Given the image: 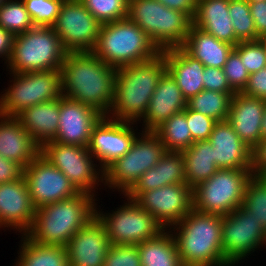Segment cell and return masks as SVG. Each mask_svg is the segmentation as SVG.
<instances>
[{
	"mask_svg": "<svg viewBox=\"0 0 266 266\" xmlns=\"http://www.w3.org/2000/svg\"><path fill=\"white\" fill-rule=\"evenodd\" d=\"M116 72L92 52H68L61 68L62 95L107 116L113 105Z\"/></svg>",
	"mask_w": 266,
	"mask_h": 266,
	"instance_id": "1",
	"label": "cell"
},
{
	"mask_svg": "<svg viewBox=\"0 0 266 266\" xmlns=\"http://www.w3.org/2000/svg\"><path fill=\"white\" fill-rule=\"evenodd\" d=\"M165 72L166 63L161 52L153 59L118 68L113 105L107 117L138 124Z\"/></svg>",
	"mask_w": 266,
	"mask_h": 266,
	"instance_id": "2",
	"label": "cell"
},
{
	"mask_svg": "<svg viewBox=\"0 0 266 266\" xmlns=\"http://www.w3.org/2000/svg\"><path fill=\"white\" fill-rule=\"evenodd\" d=\"M96 196L78 195L49 203L35 211L34 221L26 235L43 245L66 246L69 240L96 217ZM97 206V207H96Z\"/></svg>",
	"mask_w": 266,
	"mask_h": 266,
	"instance_id": "3",
	"label": "cell"
},
{
	"mask_svg": "<svg viewBox=\"0 0 266 266\" xmlns=\"http://www.w3.org/2000/svg\"><path fill=\"white\" fill-rule=\"evenodd\" d=\"M170 231L183 266H230L222 250V216L192 209Z\"/></svg>",
	"mask_w": 266,
	"mask_h": 266,
	"instance_id": "4",
	"label": "cell"
},
{
	"mask_svg": "<svg viewBox=\"0 0 266 266\" xmlns=\"http://www.w3.org/2000/svg\"><path fill=\"white\" fill-rule=\"evenodd\" d=\"M91 52L116 69L153 59L160 53L147 34L128 18L103 23Z\"/></svg>",
	"mask_w": 266,
	"mask_h": 266,
	"instance_id": "5",
	"label": "cell"
},
{
	"mask_svg": "<svg viewBox=\"0 0 266 266\" xmlns=\"http://www.w3.org/2000/svg\"><path fill=\"white\" fill-rule=\"evenodd\" d=\"M127 18L137 24L159 51L181 47L193 19L157 0H129Z\"/></svg>",
	"mask_w": 266,
	"mask_h": 266,
	"instance_id": "6",
	"label": "cell"
},
{
	"mask_svg": "<svg viewBox=\"0 0 266 266\" xmlns=\"http://www.w3.org/2000/svg\"><path fill=\"white\" fill-rule=\"evenodd\" d=\"M67 53L51 26H34L14 36L6 69L9 73L61 71Z\"/></svg>",
	"mask_w": 266,
	"mask_h": 266,
	"instance_id": "7",
	"label": "cell"
},
{
	"mask_svg": "<svg viewBox=\"0 0 266 266\" xmlns=\"http://www.w3.org/2000/svg\"><path fill=\"white\" fill-rule=\"evenodd\" d=\"M138 134L130 150L104 170L105 187L125 195L166 153L164 144L154 132ZM115 189V190H113Z\"/></svg>",
	"mask_w": 266,
	"mask_h": 266,
	"instance_id": "8",
	"label": "cell"
},
{
	"mask_svg": "<svg viewBox=\"0 0 266 266\" xmlns=\"http://www.w3.org/2000/svg\"><path fill=\"white\" fill-rule=\"evenodd\" d=\"M8 74L12 79L0 94V115L16 117L31 106L62 96L61 71Z\"/></svg>",
	"mask_w": 266,
	"mask_h": 266,
	"instance_id": "9",
	"label": "cell"
},
{
	"mask_svg": "<svg viewBox=\"0 0 266 266\" xmlns=\"http://www.w3.org/2000/svg\"><path fill=\"white\" fill-rule=\"evenodd\" d=\"M251 169H218L208 180L192 189L193 209L226 216L243 205Z\"/></svg>",
	"mask_w": 266,
	"mask_h": 266,
	"instance_id": "10",
	"label": "cell"
},
{
	"mask_svg": "<svg viewBox=\"0 0 266 266\" xmlns=\"http://www.w3.org/2000/svg\"><path fill=\"white\" fill-rule=\"evenodd\" d=\"M127 201L112 212L96 208V217L106 229L111 244L138 245L159 235L165 229L149 212L134 200ZM100 209V210H99Z\"/></svg>",
	"mask_w": 266,
	"mask_h": 266,
	"instance_id": "11",
	"label": "cell"
},
{
	"mask_svg": "<svg viewBox=\"0 0 266 266\" xmlns=\"http://www.w3.org/2000/svg\"><path fill=\"white\" fill-rule=\"evenodd\" d=\"M40 154L59 169L80 192L97 197L96 187L101 183L103 185L104 171L97 166L87 147L49 141L40 147Z\"/></svg>",
	"mask_w": 266,
	"mask_h": 266,
	"instance_id": "12",
	"label": "cell"
},
{
	"mask_svg": "<svg viewBox=\"0 0 266 266\" xmlns=\"http://www.w3.org/2000/svg\"><path fill=\"white\" fill-rule=\"evenodd\" d=\"M263 246H266V230L243 205L222 216V250L230 266L243 263L242 259Z\"/></svg>",
	"mask_w": 266,
	"mask_h": 266,
	"instance_id": "13",
	"label": "cell"
},
{
	"mask_svg": "<svg viewBox=\"0 0 266 266\" xmlns=\"http://www.w3.org/2000/svg\"><path fill=\"white\" fill-rule=\"evenodd\" d=\"M101 25L80 0H64L51 27L68 52H91Z\"/></svg>",
	"mask_w": 266,
	"mask_h": 266,
	"instance_id": "14",
	"label": "cell"
},
{
	"mask_svg": "<svg viewBox=\"0 0 266 266\" xmlns=\"http://www.w3.org/2000/svg\"><path fill=\"white\" fill-rule=\"evenodd\" d=\"M162 225L170 229L179 223L193 209L192 189L187 184H172L146 192H127Z\"/></svg>",
	"mask_w": 266,
	"mask_h": 266,
	"instance_id": "15",
	"label": "cell"
},
{
	"mask_svg": "<svg viewBox=\"0 0 266 266\" xmlns=\"http://www.w3.org/2000/svg\"><path fill=\"white\" fill-rule=\"evenodd\" d=\"M102 116L93 126L87 149L104 171L116 159L124 156L140 134L138 125Z\"/></svg>",
	"mask_w": 266,
	"mask_h": 266,
	"instance_id": "16",
	"label": "cell"
},
{
	"mask_svg": "<svg viewBox=\"0 0 266 266\" xmlns=\"http://www.w3.org/2000/svg\"><path fill=\"white\" fill-rule=\"evenodd\" d=\"M24 178L36 209L80 193L69 179L41 154L24 168Z\"/></svg>",
	"mask_w": 266,
	"mask_h": 266,
	"instance_id": "17",
	"label": "cell"
},
{
	"mask_svg": "<svg viewBox=\"0 0 266 266\" xmlns=\"http://www.w3.org/2000/svg\"><path fill=\"white\" fill-rule=\"evenodd\" d=\"M35 211L24 176L0 184V229L7 227L25 235L33 224Z\"/></svg>",
	"mask_w": 266,
	"mask_h": 266,
	"instance_id": "18",
	"label": "cell"
},
{
	"mask_svg": "<svg viewBox=\"0 0 266 266\" xmlns=\"http://www.w3.org/2000/svg\"><path fill=\"white\" fill-rule=\"evenodd\" d=\"M102 116L95 108L62 95L58 132L52 142L87 147L92 128Z\"/></svg>",
	"mask_w": 266,
	"mask_h": 266,
	"instance_id": "19",
	"label": "cell"
},
{
	"mask_svg": "<svg viewBox=\"0 0 266 266\" xmlns=\"http://www.w3.org/2000/svg\"><path fill=\"white\" fill-rule=\"evenodd\" d=\"M110 246L105 227L95 217L65 246L68 264L69 266H104Z\"/></svg>",
	"mask_w": 266,
	"mask_h": 266,
	"instance_id": "20",
	"label": "cell"
},
{
	"mask_svg": "<svg viewBox=\"0 0 266 266\" xmlns=\"http://www.w3.org/2000/svg\"><path fill=\"white\" fill-rule=\"evenodd\" d=\"M266 100L237 92L232 96L227 121L241 140L253 149L262 140Z\"/></svg>",
	"mask_w": 266,
	"mask_h": 266,
	"instance_id": "21",
	"label": "cell"
},
{
	"mask_svg": "<svg viewBox=\"0 0 266 266\" xmlns=\"http://www.w3.org/2000/svg\"><path fill=\"white\" fill-rule=\"evenodd\" d=\"M208 141L213 146L215 164L219 169H251L252 149L227 120L216 122Z\"/></svg>",
	"mask_w": 266,
	"mask_h": 266,
	"instance_id": "22",
	"label": "cell"
},
{
	"mask_svg": "<svg viewBox=\"0 0 266 266\" xmlns=\"http://www.w3.org/2000/svg\"><path fill=\"white\" fill-rule=\"evenodd\" d=\"M186 107L187 100L175 80L166 71L159 79L147 110L139 121L143 123L142 131L154 132L172 115L183 111Z\"/></svg>",
	"mask_w": 266,
	"mask_h": 266,
	"instance_id": "23",
	"label": "cell"
},
{
	"mask_svg": "<svg viewBox=\"0 0 266 266\" xmlns=\"http://www.w3.org/2000/svg\"><path fill=\"white\" fill-rule=\"evenodd\" d=\"M40 154V146L16 117L0 115V155L25 168Z\"/></svg>",
	"mask_w": 266,
	"mask_h": 266,
	"instance_id": "24",
	"label": "cell"
},
{
	"mask_svg": "<svg viewBox=\"0 0 266 266\" xmlns=\"http://www.w3.org/2000/svg\"><path fill=\"white\" fill-rule=\"evenodd\" d=\"M160 52L164 55L166 71L175 80L187 101L204 90L202 76L205 66L199 60L190 56L182 47Z\"/></svg>",
	"mask_w": 266,
	"mask_h": 266,
	"instance_id": "25",
	"label": "cell"
},
{
	"mask_svg": "<svg viewBox=\"0 0 266 266\" xmlns=\"http://www.w3.org/2000/svg\"><path fill=\"white\" fill-rule=\"evenodd\" d=\"M193 25L233 46L240 42L229 16V0H198Z\"/></svg>",
	"mask_w": 266,
	"mask_h": 266,
	"instance_id": "26",
	"label": "cell"
},
{
	"mask_svg": "<svg viewBox=\"0 0 266 266\" xmlns=\"http://www.w3.org/2000/svg\"><path fill=\"white\" fill-rule=\"evenodd\" d=\"M59 115L60 98L31 106L19 113L16 118L41 147L56 137Z\"/></svg>",
	"mask_w": 266,
	"mask_h": 266,
	"instance_id": "27",
	"label": "cell"
},
{
	"mask_svg": "<svg viewBox=\"0 0 266 266\" xmlns=\"http://www.w3.org/2000/svg\"><path fill=\"white\" fill-rule=\"evenodd\" d=\"M172 184H186L182 152L166 151L159 162L147 170L128 192H146Z\"/></svg>",
	"mask_w": 266,
	"mask_h": 266,
	"instance_id": "28",
	"label": "cell"
},
{
	"mask_svg": "<svg viewBox=\"0 0 266 266\" xmlns=\"http://www.w3.org/2000/svg\"><path fill=\"white\" fill-rule=\"evenodd\" d=\"M190 56L205 67L222 69L234 46L218 40L203 30L191 26L185 43L181 46Z\"/></svg>",
	"mask_w": 266,
	"mask_h": 266,
	"instance_id": "29",
	"label": "cell"
},
{
	"mask_svg": "<svg viewBox=\"0 0 266 266\" xmlns=\"http://www.w3.org/2000/svg\"><path fill=\"white\" fill-rule=\"evenodd\" d=\"M182 155L186 184L191 189L208 180L219 169L215 164L213 146L208 140L194 142Z\"/></svg>",
	"mask_w": 266,
	"mask_h": 266,
	"instance_id": "30",
	"label": "cell"
},
{
	"mask_svg": "<svg viewBox=\"0 0 266 266\" xmlns=\"http://www.w3.org/2000/svg\"><path fill=\"white\" fill-rule=\"evenodd\" d=\"M142 266H183L170 229L137 245Z\"/></svg>",
	"mask_w": 266,
	"mask_h": 266,
	"instance_id": "31",
	"label": "cell"
},
{
	"mask_svg": "<svg viewBox=\"0 0 266 266\" xmlns=\"http://www.w3.org/2000/svg\"><path fill=\"white\" fill-rule=\"evenodd\" d=\"M20 236L18 258L13 266H69L64 246L43 245L32 241L26 234Z\"/></svg>",
	"mask_w": 266,
	"mask_h": 266,
	"instance_id": "32",
	"label": "cell"
},
{
	"mask_svg": "<svg viewBox=\"0 0 266 266\" xmlns=\"http://www.w3.org/2000/svg\"><path fill=\"white\" fill-rule=\"evenodd\" d=\"M154 133L167 151L183 152L194 143L186 120V108L172 115Z\"/></svg>",
	"mask_w": 266,
	"mask_h": 266,
	"instance_id": "33",
	"label": "cell"
},
{
	"mask_svg": "<svg viewBox=\"0 0 266 266\" xmlns=\"http://www.w3.org/2000/svg\"><path fill=\"white\" fill-rule=\"evenodd\" d=\"M234 94L202 90L187 101V107L190 110L209 116L217 122L224 121L228 118L231 99Z\"/></svg>",
	"mask_w": 266,
	"mask_h": 266,
	"instance_id": "34",
	"label": "cell"
},
{
	"mask_svg": "<svg viewBox=\"0 0 266 266\" xmlns=\"http://www.w3.org/2000/svg\"><path fill=\"white\" fill-rule=\"evenodd\" d=\"M0 26L15 36L35 25L22 0H5L0 5Z\"/></svg>",
	"mask_w": 266,
	"mask_h": 266,
	"instance_id": "35",
	"label": "cell"
},
{
	"mask_svg": "<svg viewBox=\"0 0 266 266\" xmlns=\"http://www.w3.org/2000/svg\"><path fill=\"white\" fill-rule=\"evenodd\" d=\"M243 206L266 230V176L252 175L246 186Z\"/></svg>",
	"mask_w": 266,
	"mask_h": 266,
	"instance_id": "36",
	"label": "cell"
},
{
	"mask_svg": "<svg viewBox=\"0 0 266 266\" xmlns=\"http://www.w3.org/2000/svg\"><path fill=\"white\" fill-rule=\"evenodd\" d=\"M229 16L239 41L260 40L251 17L250 4L246 0H229Z\"/></svg>",
	"mask_w": 266,
	"mask_h": 266,
	"instance_id": "37",
	"label": "cell"
},
{
	"mask_svg": "<svg viewBox=\"0 0 266 266\" xmlns=\"http://www.w3.org/2000/svg\"><path fill=\"white\" fill-rule=\"evenodd\" d=\"M101 23L127 18L129 0H80Z\"/></svg>",
	"mask_w": 266,
	"mask_h": 266,
	"instance_id": "38",
	"label": "cell"
},
{
	"mask_svg": "<svg viewBox=\"0 0 266 266\" xmlns=\"http://www.w3.org/2000/svg\"><path fill=\"white\" fill-rule=\"evenodd\" d=\"M35 26H52L64 0H22Z\"/></svg>",
	"mask_w": 266,
	"mask_h": 266,
	"instance_id": "39",
	"label": "cell"
},
{
	"mask_svg": "<svg viewBox=\"0 0 266 266\" xmlns=\"http://www.w3.org/2000/svg\"><path fill=\"white\" fill-rule=\"evenodd\" d=\"M234 50L240 55L241 62L251 74L266 67V45L260 39L256 41H240Z\"/></svg>",
	"mask_w": 266,
	"mask_h": 266,
	"instance_id": "40",
	"label": "cell"
},
{
	"mask_svg": "<svg viewBox=\"0 0 266 266\" xmlns=\"http://www.w3.org/2000/svg\"><path fill=\"white\" fill-rule=\"evenodd\" d=\"M104 266H142L137 245L111 244Z\"/></svg>",
	"mask_w": 266,
	"mask_h": 266,
	"instance_id": "41",
	"label": "cell"
},
{
	"mask_svg": "<svg viewBox=\"0 0 266 266\" xmlns=\"http://www.w3.org/2000/svg\"><path fill=\"white\" fill-rule=\"evenodd\" d=\"M230 87L237 93L242 92L248 82L250 73L246 70L244 63L241 62L240 55L233 49L223 66Z\"/></svg>",
	"mask_w": 266,
	"mask_h": 266,
	"instance_id": "42",
	"label": "cell"
},
{
	"mask_svg": "<svg viewBox=\"0 0 266 266\" xmlns=\"http://www.w3.org/2000/svg\"><path fill=\"white\" fill-rule=\"evenodd\" d=\"M186 120L194 142L208 140L216 120L186 107Z\"/></svg>",
	"mask_w": 266,
	"mask_h": 266,
	"instance_id": "43",
	"label": "cell"
},
{
	"mask_svg": "<svg viewBox=\"0 0 266 266\" xmlns=\"http://www.w3.org/2000/svg\"><path fill=\"white\" fill-rule=\"evenodd\" d=\"M202 80L204 90H212L223 93H236L230 87L223 69L215 67H205Z\"/></svg>",
	"mask_w": 266,
	"mask_h": 266,
	"instance_id": "44",
	"label": "cell"
},
{
	"mask_svg": "<svg viewBox=\"0 0 266 266\" xmlns=\"http://www.w3.org/2000/svg\"><path fill=\"white\" fill-rule=\"evenodd\" d=\"M242 93L266 100V67L250 74Z\"/></svg>",
	"mask_w": 266,
	"mask_h": 266,
	"instance_id": "45",
	"label": "cell"
},
{
	"mask_svg": "<svg viewBox=\"0 0 266 266\" xmlns=\"http://www.w3.org/2000/svg\"><path fill=\"white\" fill-rule=\"evenodd\" d=\"M24 176V168L0 155V184L21 179Z\"/></svg>",
	"mask_w": 266,
	"mask_h": 266,
	"instance_id": "46",
	"label": "cell"
},
{
	"mask_svg": "<svg viewBox=\"0 0 266 266\" xmlns=\"http://www.w3.org/2000/svg\"><path fill=\"white\" fill-rule=\"evenodd\" d=\"M251 173L255 176H266V139L252 149Z\"/></svg>",
	"mask_w": 266,
	"mask_h": 266,
	"instance_id": "47",
	"label": "cell"
},
{
	"mask_svg": "<svg viewBox=\"0 0 266 266\" xmlns=\"http://www.w3.org/2000/svg\"><path fill=\"white\" fill-rule=\"evenodd\" d=\"M250 12L257 36L261 39L266 35V1L250 3Z\"/></svg>",
	"mask_w": 266,
	"mask_h": 266,
	"instance_id": "48",
	"label": "cell"
},
{
	"mask_svg": "<svg viewBox=\"0 0 266 266\" xmlns=\"http://www.w3.org/2000/svg\"><path fill=\"white\" fill-rule=\"evenodd\" d=\"M168 8L178 10L194 18L198 0H157Z\"/></svg>",
	"mask_w": 266,
	"mask_h": 266,
	"instance_id": "49",
	"label": "cell"
},
{
	"mask_svg": "<svg viewBox=\"0 0 266 266\" xmlns=\"http://www.w3.org/2000/svg\"><path fill=\"white\" fill-rule=\"evenodd\" d=\"M13 39L14 36L0 26V58L2 57L4 64H7L11 56Z\"/></svg>",
	"mask_w": 266,
	"mask_h": 266,
	"instance_id": "50",
	"label": "cell"
},
{
	"mask_svg": "<svg viewBox=\"0 0 266 266\" xmlns=\"http://www.w3.org/2000/svg\"><path fill=\"white\" fill-rule=\"evenodd\" d=\"M261 131H262V140H264V139H266V104H265L264 115L262 118Z\"/></svg>",
	"mask_w": 266,
	"mask_h": 266,
	"instance_id": "51",
	"label": "cell"
},
{
	"mask_svg": "<svg viewBox=\"0 0 266 266\" xmlns=\"http://www.w3.org/2000/svg\"><path fill=\"white\" fill-rule=\"evenodd\" d=\"M246 1L250 4V3H256V2H263L266 0H246Z\"/></svg>",
	"mask_w": 266,
	"mask_h": 266,
	"instance_id": "52",
	"label": "cell"
},
{
	"mask_svg": "<svg viewBox=\"0 0 266 266\" xmlns=\"http://www.w3.org/2000/svg\"><path fill=\"white\" fill-rule=\"evenodd\" d=\"M261 40L265 43L266 45V35L264 37L261 38Z\"/></svg>",
	"mask_w": 266,
	"mask_h": 266,
	"instance_id": "53",
	"label": "cell"
}]
</instances>
